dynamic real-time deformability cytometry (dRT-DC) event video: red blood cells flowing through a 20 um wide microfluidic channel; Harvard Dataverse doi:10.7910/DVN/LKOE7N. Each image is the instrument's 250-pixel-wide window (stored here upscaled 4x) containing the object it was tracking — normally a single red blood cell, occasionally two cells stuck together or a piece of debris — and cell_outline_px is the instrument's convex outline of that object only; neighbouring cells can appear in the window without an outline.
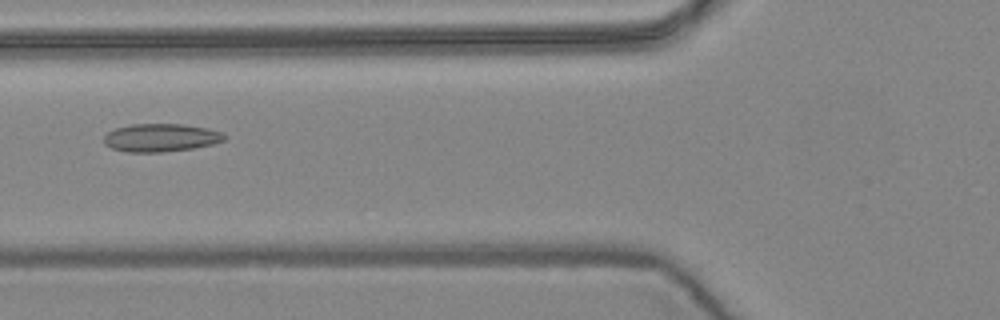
{"species": "common noctule bat (a hibernating species)", "species_latin": "Nyctalus noctula", "temperature_condition": "warm", "stored_images_in_passage": 7, "camera_frame_rate_fps": 3000, "um_per_image_px": 0.085, "animal": {"sex": "female", "body_mass_g": 24.6, "forearm_length_mm": 56.2}, "frame": {"image": 1, "passage_image": 5, "time_ms": 1.333, "image_size_px": [1000, 320], "cell_outline_px": [[228, 136], [224, 140], [212, 144], [192, 148], [160, 152], [124, 152], [112, 148], [104, 144], [104, 136], [108, 132], [116, 128], [132, 124], [184, 124], [208, 128], [224, 132]], "centroid_in_image_um": [13.69, 11.7], "position_along_channel_um": 112.1, "area_um2": 19.77}}
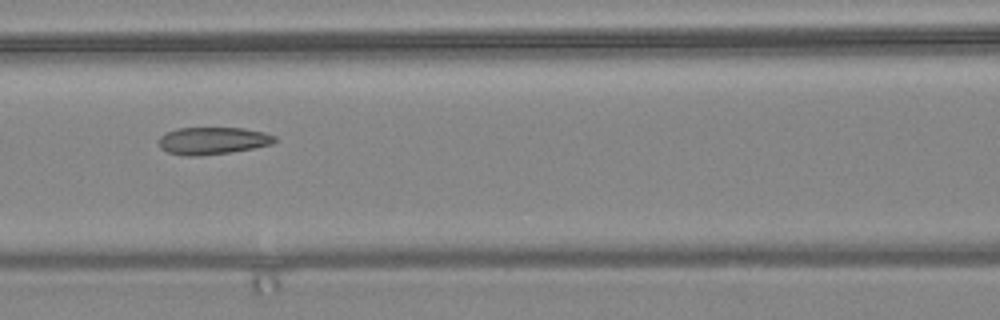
{"frame": {"image": 2, "passage_image": 6, "time_ms": 1.667, "image_size_px": [1000, 320], "cell_outline_px": [[276, 140], [272, 144], [252, 148], [228, 152], [196, 156], [184, 156], [168, 152], [160, 148], [160, 136], [176, 128], [244, 128], [264, 132], [276, 136]], "centroid_in_image_um": [18.08, 11.95], "position_along_channel_um": 148.5, "area_um2": 18.26}}
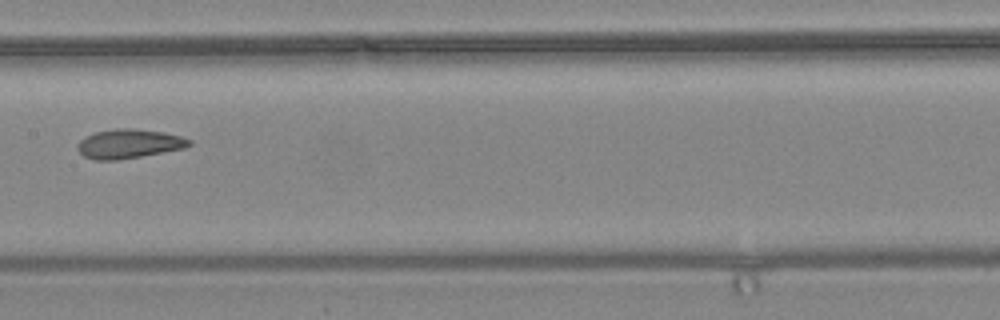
{"frame": {"image": 3, "passage_image": 7, "time_ms": 2.0, "image_size_px": [1000, 320], "cell_outline_px": [[192, 144], [184, 148], [140, 156], [116, 160], [92, 160], [84, 156], [76, 148], [80, 140], [84, 136], [96, 132], [116, 128], [128, 128], [164, 132], [180, 136], [192, 140]], "centroid_in_image_um": [10.93, 12.22], "position_along_channel_um": 196.5, "area_um2": 18.9}}